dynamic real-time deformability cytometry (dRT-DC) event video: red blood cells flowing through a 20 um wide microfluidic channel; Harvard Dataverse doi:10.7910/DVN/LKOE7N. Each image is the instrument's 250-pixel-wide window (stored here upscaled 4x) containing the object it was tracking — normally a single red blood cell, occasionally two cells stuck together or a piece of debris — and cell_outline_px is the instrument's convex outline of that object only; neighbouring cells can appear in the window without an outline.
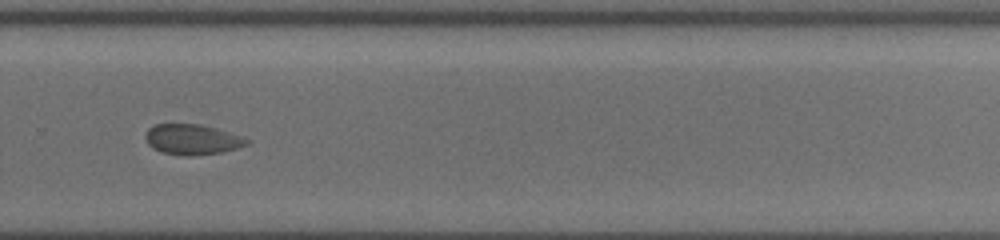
{"species": "common noctule bat (a hibernating species)", "species_latin": "Nyctalus noctula", "temperature_condition": "cold", "stored_images_in_passage": 14, "segment_of_instrument_passage": [1, 2], "camera_frame_rate_fps": 3000, "um_per_image_px": 0.085, "animal": {"sex": "female", "body_mass_g": 19.5, "forearm_length_mm": 54.1}, "frame": {"image": 1, "passage_image": 12, "time_ms": 6.667, "image_size_px": [1000, 240], "cell_outline_px": [[248, 144], [236, 148], [220, 152], [188, 156], [160, 152], [152, 148], [144, 140], [144, 136], [148, 128], [156, 124], [200, 124], [216, 128], [228, 132], [248, 140]], "centroid_in_image_um": [16.25, 11.85], "position_along_channel_um": 313.6, "area_um2": 17.74}}